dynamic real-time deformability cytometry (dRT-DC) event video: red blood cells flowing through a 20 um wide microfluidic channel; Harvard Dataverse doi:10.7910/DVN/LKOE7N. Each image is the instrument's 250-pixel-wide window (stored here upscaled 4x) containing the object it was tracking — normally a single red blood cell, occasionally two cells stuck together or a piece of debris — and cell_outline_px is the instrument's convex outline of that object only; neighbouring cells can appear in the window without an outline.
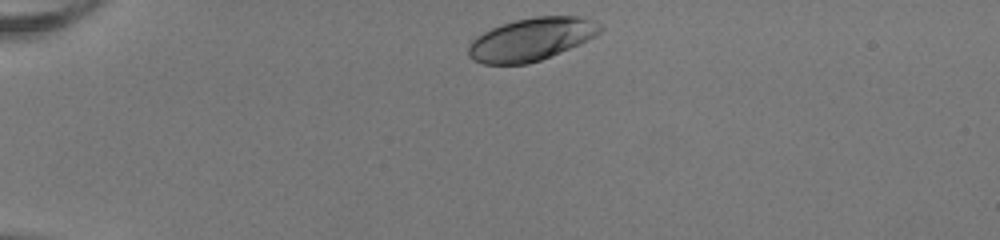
{"species": "human", "species_latin": "Homo sapiens", "temperature_condition": "room temperature", "stored_images_in_passage": 36, "camera_frame_rate_fps": 3000, "um_per_image_px": 0.085, "donor": {"sex": "female"}, "frame": {"image": 1, "passage_image": 1, "time_ms": 0.0, "image_size_px": [1000, 240], "cell_outline_px": [[604, 28], [596, 36], [540, 60], [528, 64], [484, 64], [472, 60], [468, 56], [468, 44], [476, 36], [492, 28], [516, 20], [536, 16], [580, 16], [592, 20], [600, 24]], "centroid_in_image_um": [45.14, 3.34], "position_along_channel_um": 39.9, "area_um2": 32.6}}
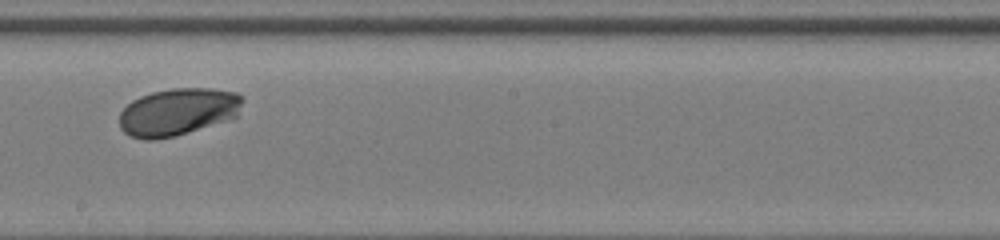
{"frame": {"image": 2, "passage_image": 20, "time_ms": 6.333, "image_size_px": [1000, 240], "cell_outline_px": [[244, 100], [236, 116], [232, 120], [176, 136], [156, 140], [144, 140], [128, 136], [120, 128], [120, 112], [132, 100], [140, 96], [152, 92], [172, 88], [212, 88], [236, 92], [244, 96]], "centroid_in_image_um": [15.15, 9.52], "position_along_channel_um": 233.1, "area_um2": 34.62}}
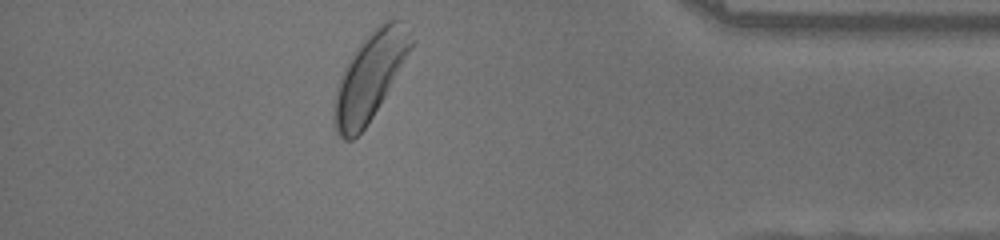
{"frame": {"image": 3, "passage_image": 35, "time_ms": 11.333, "image_size_px": [1000, 240], "cell_outline_px": [[412, 44], [408, 52], [384, 96], [372, 116], [364, 128], [352, 140], [344, 140], [336, 132], [332, 120], [332, 112], [336, 84], [352, 52], [368, 32], [392, 16], [400, 20], [408, 32], [412, 40]], "centroid_in_image_um": [31.35, 6.5], "position_along_channel_um": 403.9, "area_um2": 38.38}, "authors_computed_cell_mechanics": {"area_um2": 33.7263, "velocity_mm_per_s": 3.9574, "shape_relaxation_time_tau1_ms": 1.6548, "shape_relaxation_time_tau2_ms": null, "deformation_change_tau1": 0.1231, "deformation_change_tau2": null}}